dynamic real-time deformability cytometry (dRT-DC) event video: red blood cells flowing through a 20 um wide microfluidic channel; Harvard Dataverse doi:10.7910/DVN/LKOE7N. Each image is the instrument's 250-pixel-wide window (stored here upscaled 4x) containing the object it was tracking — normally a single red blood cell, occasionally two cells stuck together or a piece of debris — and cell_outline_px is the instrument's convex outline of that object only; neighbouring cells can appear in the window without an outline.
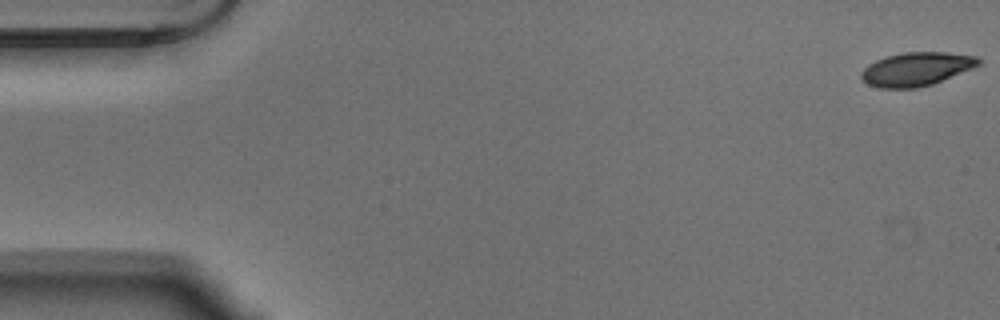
{"species": "Egyptian fruit bat (a non-hibernating species)", "species_latin": "Rousettus aegyptiacus", "temperature_condition": "warm", "stored_images_in_passage": 55, "camera_frame_rate_fps": 3000, "um_per_image_px": 0.085, "animal": {"sex": "male"}, "frame": {"image": 1, "passage_image": 1, "time_ms": 0.0, "image_size_px": [1000, 320], "cell_outline_px": [[980, 64], [972, 68], [932, 84], [916, 88], [880, 88], [868, 84], [860, 76], [860, 72], [868, 64], [876, 60], [888, 56], [904, 52], [944, 52], [976, 56], [980, 60]], "centroid_in_image_um": [77.86, 5.87], "position_along_channel_um": 7.1, "area_um2": 22.72}}
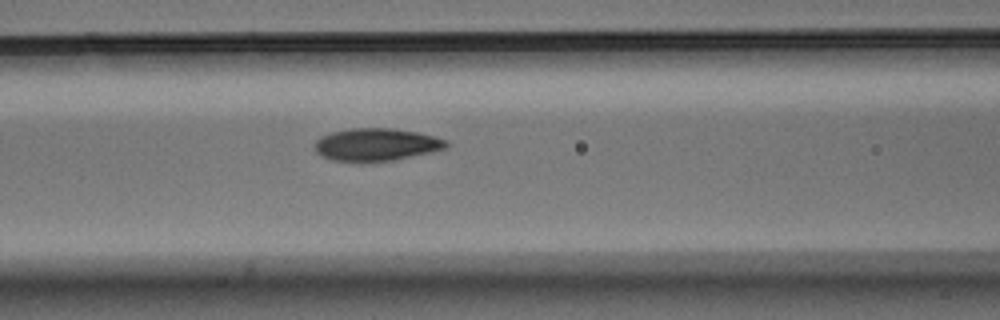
{"frame": {"image": 2, "passage_image": 23, "time_ms": 7.333, "image_size_px": [1000, 320], "cell_outline_px": [[452, 144], [448, 148], [392, 160], [360, 164], [332, 160], [316, 152], [316, 140], [332, 132], [352, 128], [392, 128], [416, 132], [448, 140]], "centroid_in_image_um": [32.01, 12.31], "position_along_channel_um": 134.6, "area_um2": 25.2}}
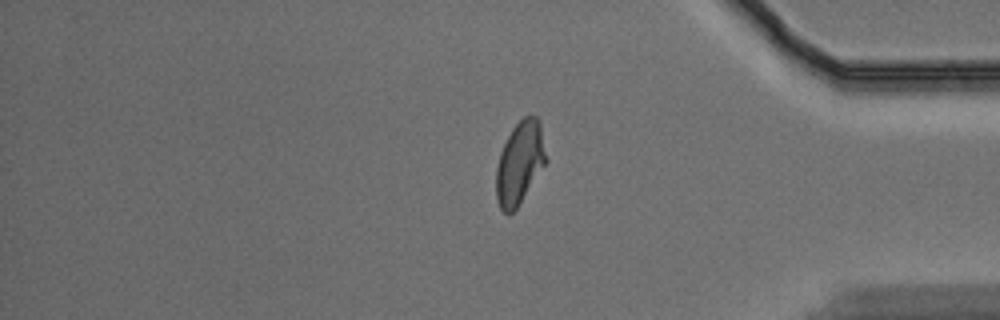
{"frame": {"image": 3, "passage_image": 46, "time_ms": 15.0, "image_size_px": [1000, 320], "cell_outline_px": [[548, 160], [516, 208], [508, 216], [500, 208], [496, 200], [496, 168], [500, 152], [512, 128], [524, 116], [536, 116], [540, 120]], "centroid_in_image_um": [44.18, 13.83], "position_along_channel_um": 391.0, "area_um2": 24.04}, "authors_computed_cell_mechanics": {"area_um2": 23.9292, "velocity_mm_per_s": 3.6379, "shape_relaxation_time_tau1_ms": 3.8574, "shape_relaxation_time_tau2_ms": 1.363, "deformation_change_tau1": 0.1538, "deformation_change_tau2": 0.0669}}